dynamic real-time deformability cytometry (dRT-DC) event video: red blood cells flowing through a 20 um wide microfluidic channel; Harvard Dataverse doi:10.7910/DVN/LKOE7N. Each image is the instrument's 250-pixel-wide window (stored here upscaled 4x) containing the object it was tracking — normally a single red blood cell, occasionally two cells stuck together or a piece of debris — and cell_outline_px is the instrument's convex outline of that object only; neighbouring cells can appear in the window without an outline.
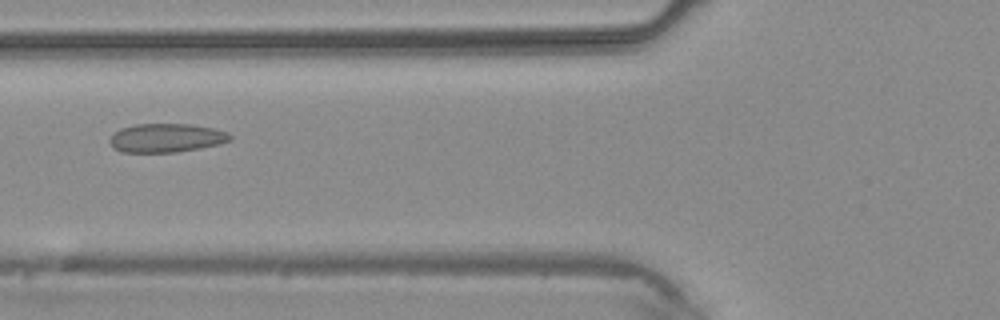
{"species": "common noctule bat (a hibernating species)", "species_latin": "Nyctalus noctula", "temperature_condition": "warm", "stored_images_in_passage": 5, "camera_frame_rate_fps": 3000, "um_per_image_px": 0.085, "animal": {"sex": "male", "body_mass_g": 20.4}, "frame": {"image": 1, "passage_image": 5, "time_ms": 4.667, "image_size_px": [1000, 320], "cell_outline_px": [[232, 140], [220, 144], [200, 148], [176, 152], [120, 152], [108, 140], [120, 128], [136, 124], [188, 124], [212, 128], [228, 132], [232, 136]], "centroid_in_image_um": [14.17, 11.72], "position_along_channel_um": 111.6, "area_um2": 20.06}}